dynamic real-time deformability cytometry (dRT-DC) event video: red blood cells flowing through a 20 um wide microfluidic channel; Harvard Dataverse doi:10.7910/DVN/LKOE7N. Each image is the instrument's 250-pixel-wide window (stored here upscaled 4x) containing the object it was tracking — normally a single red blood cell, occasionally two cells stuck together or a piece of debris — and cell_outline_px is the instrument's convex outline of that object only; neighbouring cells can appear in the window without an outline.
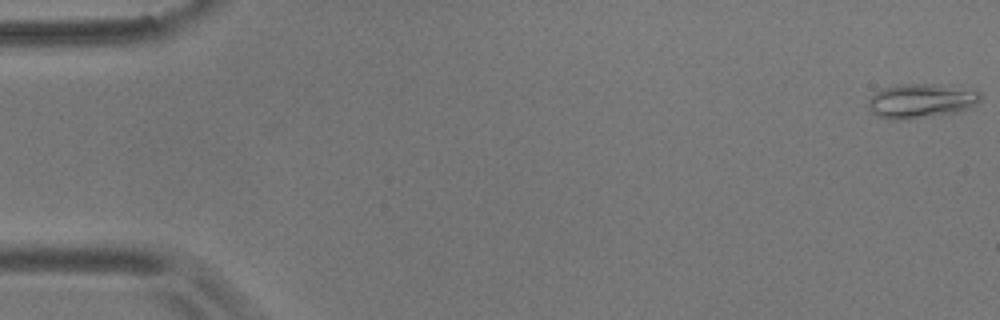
{"species": "common noctule bat (a hibernating species)", "species_latin": "Nyctalus noctula", "temperature_condition": "room temperature", "stored_images_in_passage": 55, "camera_frame_rate_fps": 3000, "um_per_image_px": 0.085, "animal": {"sex": "male", "body_mass_g": 17.9}, "frame": {"image": 1, "passage_image": 1, "time_ms": 0.0, "image_size_px": [1000, 320], "cell_outline_px": [[980, 100], [972, 108], [960, 112], [904, 120], [888, 120], [876, 116], [868, 108], [868, 100], [876, 92], [884, 88], [904, 84], [932, 84], [976, 88], [980, 92]], "centroid_in_image_um": [78.34, 8.58], "position_along_channel_um": 6.7, "area_um2": 22.95}}
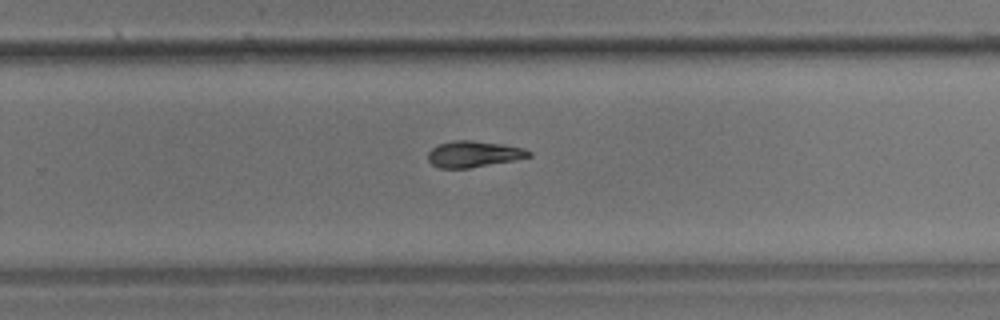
{"frame": {"image": 2, "passage_image": 36, "time_ms": 11.667, "image_size_px": [1000, 320], "cell_outline_px": [[532, 156], [512, 160], [468, 168], [440, 168], [432, 164], [428, 160], [428, 152], [436, 144], [452, 140], [472, 140], [500, 144], [524, 148], [532, 152]], "centroid_in_image_um": [40.22, 13.08], "position_along_channel_um": 289.6, "area_um2": 15.32}}
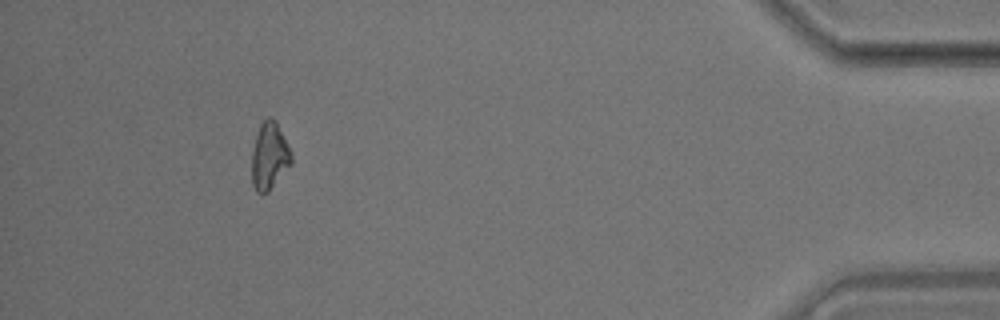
{"frame": {"image": 3, "passage_image": 51, "time_ms": 16.667, "image_size_px": [1000, 320], "cell_outline_px": [[292, 164], [268, 192], [256, 192], [252, 184], [252, 152], [256, 136], [260, 124], [268, 116], [272, 116], [276, 120], [292, 152]], "centroid_in_image_um": [22.92, 13.24], "position_along_channel_um": 412.3, "area_um2": 15.61}, "authors_computed_cell_mechanics": {"area_um2": 15.6638, "velocity_mm_per_s": 3.6516, "shape_relaxation_time_tau1_ms": 9.038, "shape_relaxation_time_tau2_ms": 8.0214, "deformation_change_tau1": 0.2056, "deformation_change_tau2": 0.1361}}